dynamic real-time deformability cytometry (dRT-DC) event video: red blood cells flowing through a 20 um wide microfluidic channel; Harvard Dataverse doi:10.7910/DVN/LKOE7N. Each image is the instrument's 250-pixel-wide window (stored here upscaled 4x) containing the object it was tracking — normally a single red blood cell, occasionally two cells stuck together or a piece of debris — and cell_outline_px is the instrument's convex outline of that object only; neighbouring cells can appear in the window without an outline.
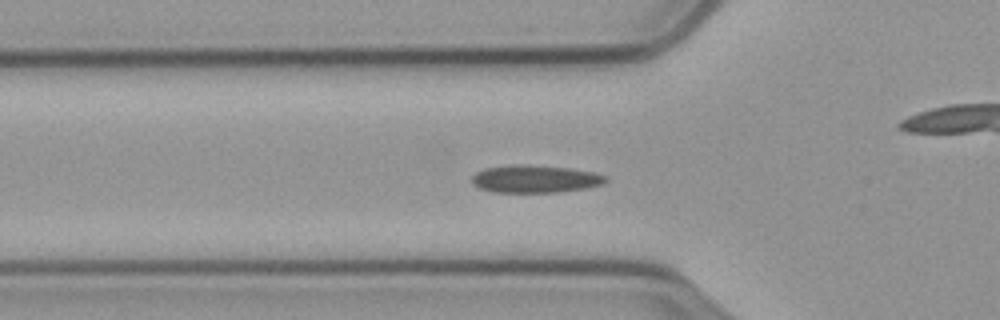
{"species": "common noctule bat (a hibernating species)", "species_latin": "Nyctalus noctula", "temperature_condition": "cold", "stored_images_in_passage": 59, "camera_frame_rate_fps": 3000, "um_per_image_px": 0.085, "animal": {"sex": "male", "body_mass_g": 23.1, "forearm_length_mm": 52.7}, "frame": {"image": 1, "passage_image": 19, "time_ms": 6.0, "image_size_px": [1000, 320], "cell_outline_px": [[608, 180], [604, 184], [584, 188], [560, 192], [492, 192], [476, 188], [472, 184], [472, 176], [476, 172], [484, 168], [512, 164], [524, 164], [568, 168], [596, 172], [608, 176]], "centroid_in_image_um": [45.47, 15.2], "position_along_channel_um": 80.3, "area_um2": 21.85}}
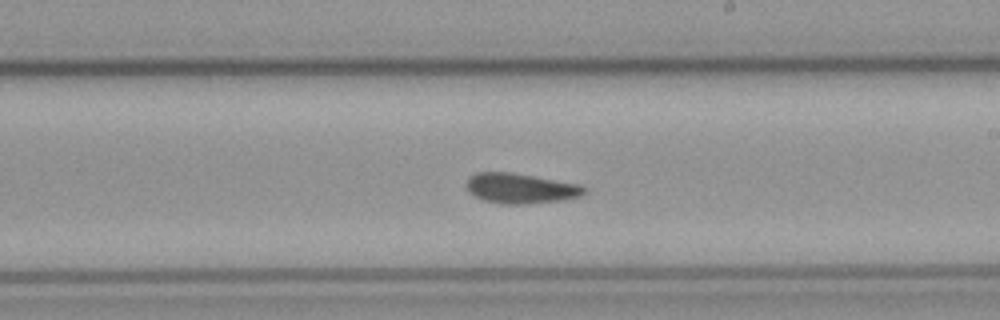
{"frame": {"image": 2, "passage_image": 33, "time_ms": 10.667, "image_size_px": [1000, 320], "cell_outline_px": [[588, 188], [580, 196], [564, 200], [524, 204], [500, 204], [484, 200], [468, 192], [464, 184], [468, 176], [476, 172], [512, 172], [580, 184]], "centroid_in_image_um": [44.21, 16.0], "position_along_channel_um": 244.8, "area_um2": 20.98}}
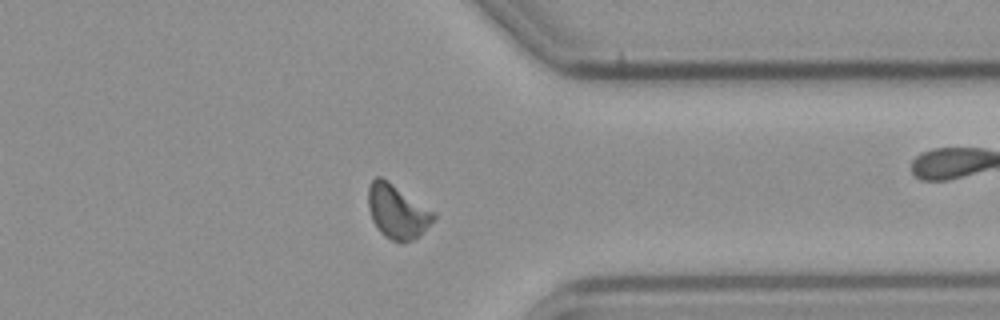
{"frame": {"image": 3, "passage_image": 45, "time_ms": 14.667, "image_size_px": [1000, 320], "cell_outline_px": [[436, 220], [420, 236], [412, 240], [400, 244], [384, 236], [380, 232], [372, 220], [368, 208], [368, 184], [376, 176], [380, 176], [388, 180], [436, 212]], "centroid_in_image_um": [33.79, 17.99], "position_along_channel_um": 377.6, "area_um2": 21.1}, "authors_computed_cell_mechanics": {"area_um2": 20.0566, "velocity_mm_per_s": 3.501, "shape_relaxation_time_tau1_ms": 7.3781, "shape_relaxation_time_tau2_ms": 4.8139, "deformation_change_tau1": 0.15, "deformation_change_tau2": 0.0795}}